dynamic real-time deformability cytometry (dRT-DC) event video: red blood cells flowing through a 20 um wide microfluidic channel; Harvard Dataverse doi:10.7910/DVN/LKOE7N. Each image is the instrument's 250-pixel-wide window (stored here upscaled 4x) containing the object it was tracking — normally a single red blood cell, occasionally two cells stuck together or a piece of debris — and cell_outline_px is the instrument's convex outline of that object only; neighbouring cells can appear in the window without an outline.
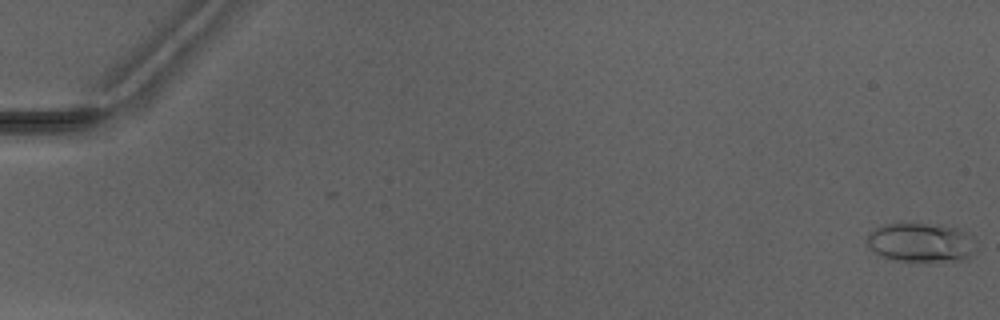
{"species": "Egyptian fruit bat (a non-hibernating species)", "species_latin": "Rousettus aegyptiacus", "temperature_condition": "warm", "stored_images_in_passage": 7, "camera_frame_rate_fps": 3000, "um_per_image_px": 0.085, "animal": {"sex": "male"}, "frame": {"image": 1, "passage_image": 1, "time_ms": 0.0, "image_size_px": [1000, 320], "cell_outline_px": [[976, 240], [972, 256], [968, 260], [936, 264], [896, 260], [880, 256], [868, 248], [868, 232], [884, 224], [928, 224], [956, 228], [972, 236]], "centroid_in_image_um": [78.32, 20.68], "position_along_channel_um": 6.7, "area_um2": 25.61}}
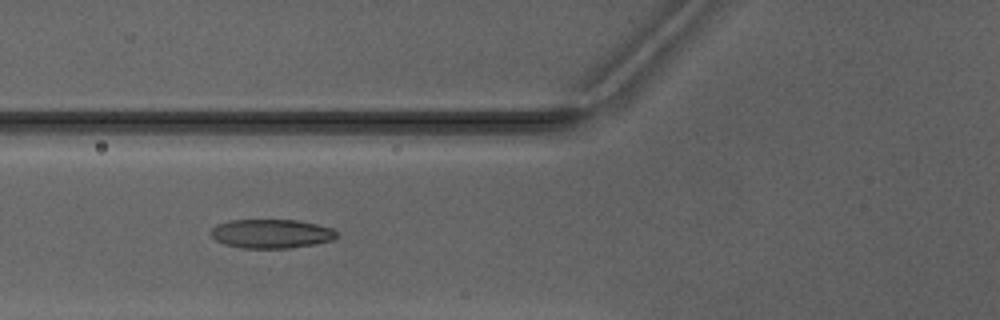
{"frame": {"image": 2, "passage_image": 6, "time_ms": 6.667, "image_size_px": [1000, 320], "cell_outline_px": [[336, 236], [332, 240], [312, 244], [288, 248], [240, 248], [224, 244], [216, 240], [208, 232], [216, 224], [228, 220], [296, 220], [316, 224], [332, 228], [336, 232]], "centroid_in_image_um": [22.99, 19.86], "position_along_channel_um": 102.8, "area_um2": 21.21}}
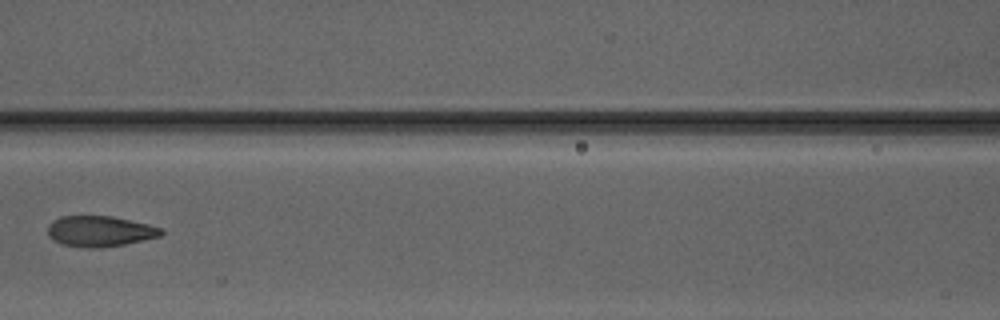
{"frame": {"image": 3, "passage_image": 7, "time_ms": 8.0, "image_size_px": [1000, 320], "cell_outline_px": [[164, 232], [160, 236], [144, 240], [124, 244], [100, 248], [88, 248], [60, 244], [52, 240], [48, 236], [48, 224], [52, 220], [60, 216], [112, 216], [148, 224], [164, 228]], "centroid_in_image_um": [8.47, 19.66], "position_along_channel_um": 158.1, "area_um2": 20.52}}